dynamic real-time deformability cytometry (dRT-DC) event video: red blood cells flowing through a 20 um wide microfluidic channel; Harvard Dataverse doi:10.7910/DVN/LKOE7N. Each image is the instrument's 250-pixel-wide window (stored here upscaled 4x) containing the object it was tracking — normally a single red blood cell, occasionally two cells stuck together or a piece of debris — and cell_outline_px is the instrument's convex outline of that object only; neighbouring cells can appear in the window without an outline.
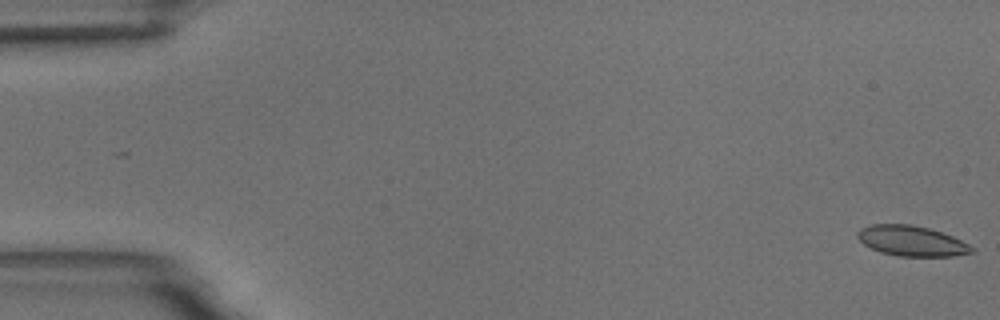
{"species": "common noctule bat (a hibernating species)", "species_latin": "Nyctalus noctula", "temperature_condition": "room temperature", "stored_images_in_passage": 56, "camera_frame_rate_fps": 3000, "um_per_image_px": 0.085, "animal": {"sex": "male", "body_mass_g": 18.8}, "frame": {"image": 1, "passage_image": 1, "time_ms": 0.0, "image_size_px": [1000, 320], "cell_outline_px": [[976, 252], [956, 256], [900, 256], [880, 252], [864, 244], [856, 236], [856, 232], [860, 228], [872, 224], [912, 224], [928, 228], [952, 236], [976, 248]], "centroid_in_image_um": [77.5, 20.48], "position_along_channel_um": 7.5, "area_um2": 20.23}}
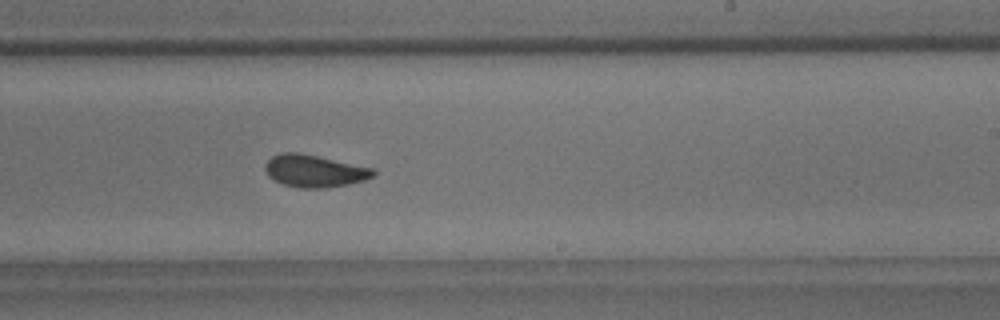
{"frame": {"image": 2, "passage_image": 34, "time_ms": 11.0, "image_size_px": [1000, 320], "cell_outline_px": [[376, 176], [364, 180], [348, 184], [324, 188], [300, 188], [284, 184], [268, 176], [264, 168], [264, 164], [272, 156], [280, 152], [300, 152], [372, 168], [376, 172]], "centroid_in_image_um": [26.71, 14.52], "position_along_channel_um": 262.3, "area_um2": 20.35}}
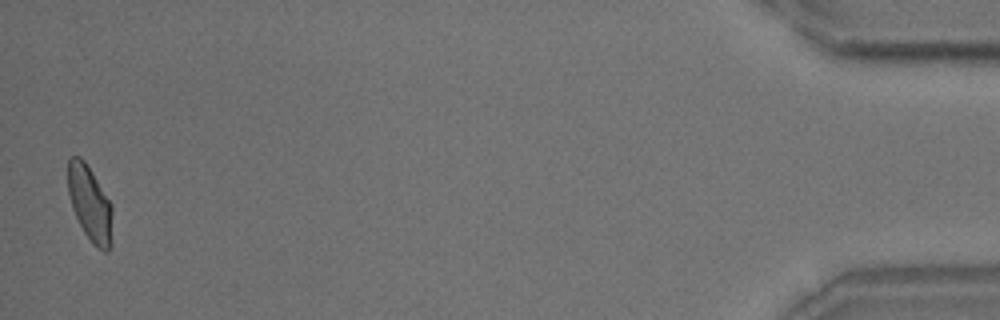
{"frame": {"image": 3, "passage_image": 55, "time_ms": 18.0, "image_size_px": [1000, 320], "cell_outline_px": [[112, 244], [108, 252], [104, 252], [92, 244], [84, 232], [72, 208], [68, 192], [68, 160], [72, 156], [80, 156], [84, 160], [92, 172], [112, 204]], "centroid_in_image_um": [7.66, 17.33], "position_along_channel_um": 427.5, "area_um2": 19.65}, "authors_computed_cell_mechanics": {"area_um2": 20.3745, "velocity_mm_per_s": 3.6528, "shape_relaxation_time_tau1_ms": 4.7518, "shape_relaxation_time_tau2_ms": 1.3163, "deformation_change_tau1": 0.108, "deformation_change_tau2": 0.0576}}